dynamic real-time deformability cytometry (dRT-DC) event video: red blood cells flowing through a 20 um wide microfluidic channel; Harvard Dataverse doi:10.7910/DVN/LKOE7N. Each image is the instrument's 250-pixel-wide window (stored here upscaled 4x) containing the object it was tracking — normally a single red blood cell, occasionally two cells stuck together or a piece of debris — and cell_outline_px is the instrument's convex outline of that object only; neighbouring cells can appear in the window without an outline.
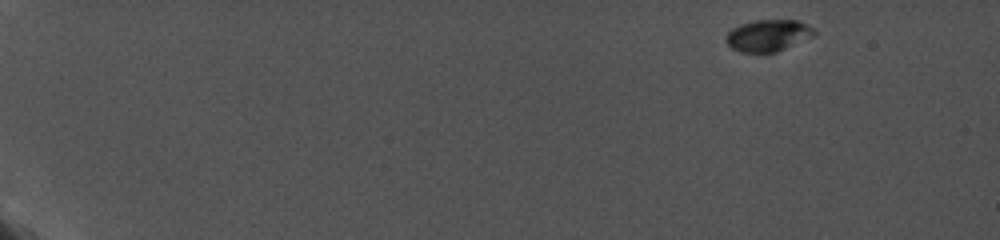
{"species": "common noctule bat (a hibernating species)", "species_latin": "Nyctalus noctula", "temperature_condition": "cold", "stored_images_in_passage": 41, "camera_frame_rate_fps": 5000, "um_per_image_px": 0.085, "animal": {"sex": "female", "body_mass_g": 19.0, "forearm_length_mm": 56.7}, "frame": {"image": 1, "passage_image": 1, "time_ms": 0.0, "image_size_px": [1000, 240], "cell_outline_px": [[816, 36], [776, 52], [744, 52], [732, 48], [728, 44], [728, 32], [732, 28], [740, 24], [756, 20], [796, 20], [808, 24], [816, 28]], "centroid_in_image_um": [65.38, 3.0], "position_along_channel_um": 19.6, "area_um2": 16.3}}
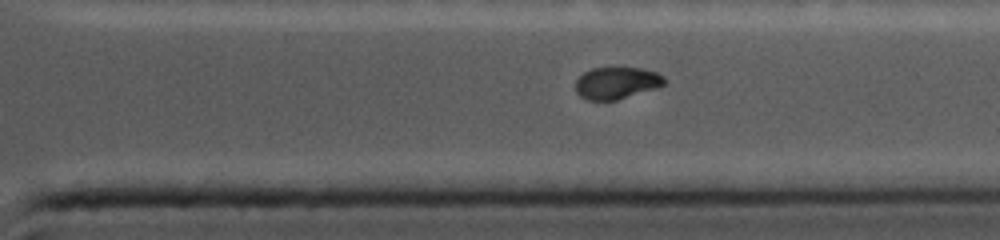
{"frame": {"image": 2, "passage_image": 35, "time_ms": 13.6, "image_size_px": [1000, 240], "cell_outline_px": [[668, 84], [660, 88], [616, 100], [588, 100], [580, 96], [576, 92], [576, 80], [584, 72], [592, 68], [640, 68], [656, 72], [664, 76], [668, 80]], "centroid_in_image_um": [52.49, 7.06], "position_along_channel_um": 358.9, "area_um2": 16.82}}
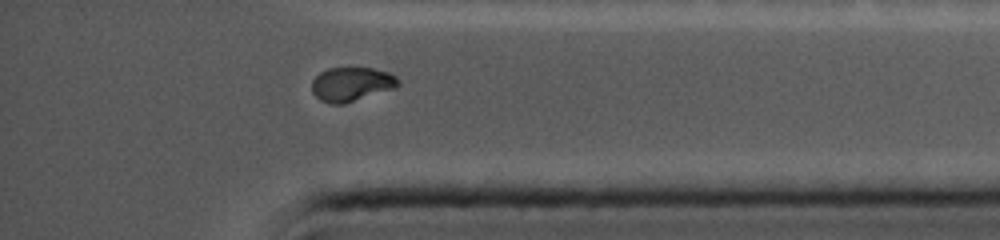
{"frame": {"image": 3, "passage_image": 38, "time_ms": 14.8, "image_size_px": [1000, 240], "cell_outline_px": [[400, 84], [396, 88], [344, 104], [332, 104], [320, 100], [312, 92], [312, 80], [320, 72], [328, 68], [372, 68], [388, 72], [396, 76], [400, 80]], "centroid_in_image_um": [29.9, 7.16], "position_along_channel_um": 405.3, "area_um2": 17.28}}